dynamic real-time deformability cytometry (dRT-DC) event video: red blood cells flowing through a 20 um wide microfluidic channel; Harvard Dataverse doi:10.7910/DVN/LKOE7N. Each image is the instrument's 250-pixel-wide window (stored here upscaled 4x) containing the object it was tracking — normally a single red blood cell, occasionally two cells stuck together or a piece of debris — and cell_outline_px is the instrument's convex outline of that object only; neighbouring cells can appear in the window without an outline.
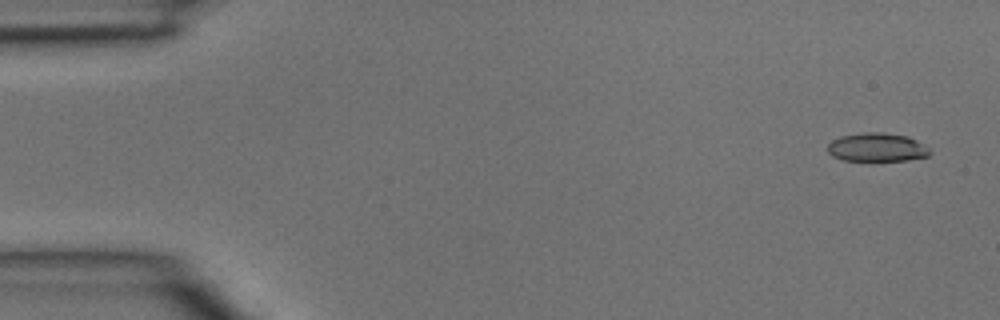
{"species": "common noctule bat (a hibernating species)", "species_latin": "Nyctalus noctula", "temperature_condition": "room temperature", "stored_images_in_passage": 3, "camera_frame_rate_fps": 3000, "um_per_image_px": 0.085, "animal": {"sex": "male", "body_mass_g": 15.6}, "frame": {"image": 1, "passage_image": 1, "time_ms": 0.0, "image_size_px": [1000, 320], "cell_outline_px": [[932, 152], [928, 156], [908, 160], [844, 160], [832, 156], [828, 152], [828, 144], [832, 140], [840, 136], [864, 132], [880, 132], [908, 136], [916, 140], [928, 148]], "centroid_in_image_um": [74.54, 12.51], "position_along_channel_um": 10.5, "area_um2": 16.94}}
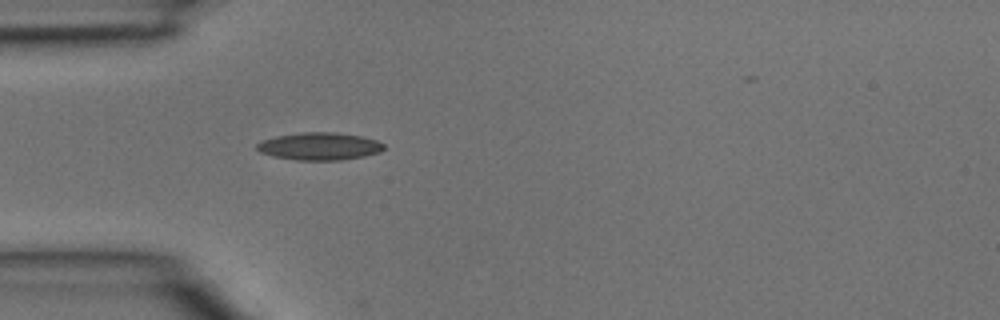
{"frame": {"image": 2, "passage_image": 3, "time_ms": 0.667, "image_size_px": [1000, 320], "cell_outline_px": [[384, 148], [380, 152], [364, 156], [340, 160], [296, 160], [272, 156], [260, 152], [256, 148], [256, 144], [260, 140], [276, 136], [300, 132], [332, 132], [360, 136], [376, 140], [384, 144]], "centroid_in_image_um": [27.11, 12.43], "position_along_channel_um": 57.9, "area_um2": 20.4}}